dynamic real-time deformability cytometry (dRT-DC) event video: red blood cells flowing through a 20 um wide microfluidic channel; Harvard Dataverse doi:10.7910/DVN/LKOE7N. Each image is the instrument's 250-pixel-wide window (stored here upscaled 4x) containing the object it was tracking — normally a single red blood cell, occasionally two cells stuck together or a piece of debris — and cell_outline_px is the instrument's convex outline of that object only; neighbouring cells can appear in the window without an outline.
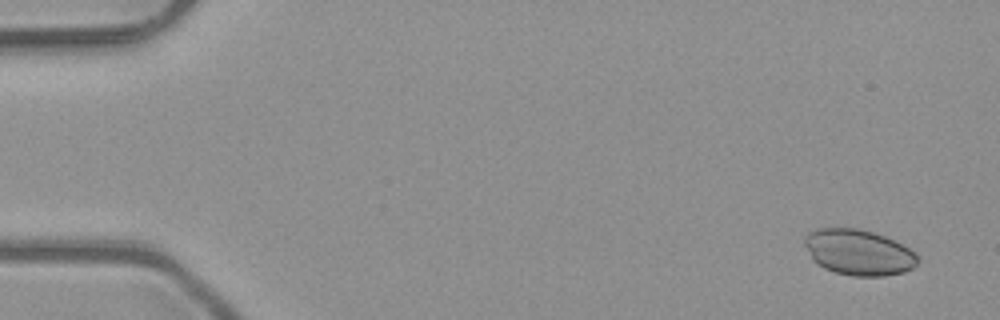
{"species": "common noctule bat (a hibernating species)", "species_latin": "Nyctalus noctula", "temperature_condition": "room temperature", "stored_images_in_passage": 9, "camera_frame_rate_fps": 3000, "um_per_image_px": 0.085, "animal": {"sex": "male", "body_mass_g": 23.1, "forearm_length_mm": 52.7}, "frame": {"image": 1, "passage_image": 1, "time_ms": 0.0, "image_size_px": [1000, 320], "cell_outline_px": [[920, 260], [912, 268], [904, 272], [884, 276], [852, 276], [836, 272], [824, 268], [816, 264], [812, 260], [804, 244], [804, 236], [808, 232], [816, 228], [860, 228], [884, 236], [908, 248]], "centroid_in_image_um": [72.93, 21.45], "position_along_channel_um": 12.1, "area_um2": 30.11}}
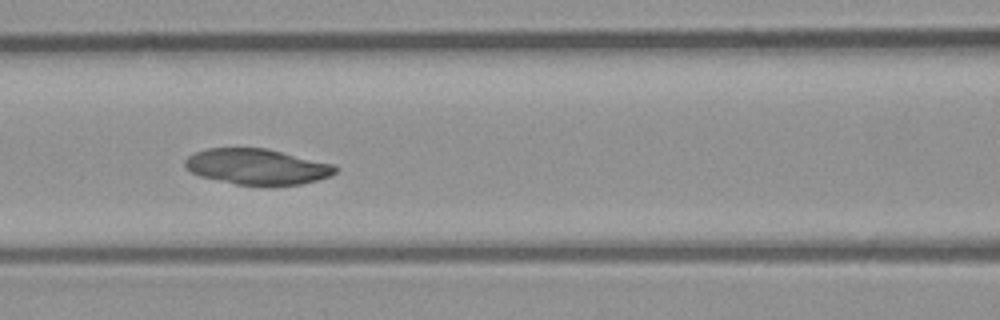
{"frame": {"image": 2, "passage_image": 7, "time_ms": 2.0, "image_size_px": [1000, 320], "cell_outline_px": [[340, 168], [332, 176], [300, 184], [236, 184], [200, 176], [184, 168], [184, 160], [188, 156], [196, 152], [208, 148], [264, 148], [336, 164]], "centroid_in_image_um": [21.87, 14.15], "position_along_channel_um": 144.7, "area_um2": 31.04}}